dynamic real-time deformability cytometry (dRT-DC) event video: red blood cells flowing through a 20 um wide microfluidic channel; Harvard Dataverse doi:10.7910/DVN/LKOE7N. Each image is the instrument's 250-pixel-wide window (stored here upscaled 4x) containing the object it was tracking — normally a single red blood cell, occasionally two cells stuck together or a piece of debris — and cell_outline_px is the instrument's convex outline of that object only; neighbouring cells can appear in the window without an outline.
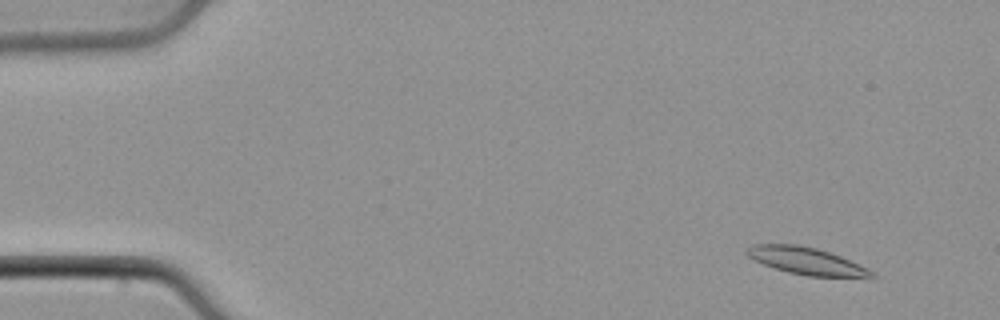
{"species": "common noctule bat (a hibernating species)", "species_latin": "Nyctalus noctula", "temperature_condition": "cold", "stored_images_in_passage": 50, "camera_frame_rate_fps": 3000, "um_per_image_px": 0.085, "animal": {"sex": "male", "body_mass_g": 21.5, "forearm_length_mm": 52.0}, "frame": {"image": 1, "passage_image": 4, "time_ms": 1.0, "image_size_px": [1000, 320], "cell_outline_px": [[876, 276], [808, 276], [788, 272], [764, 264], [748, 256], [744, 252], [752, 244], [796, 244], [816, 248], [840, 256], [868, 268]], "centroid_in_image_um": [68.48, 22.16], "position_along_channel_um": 16.5, "area_um2": 19.19}}
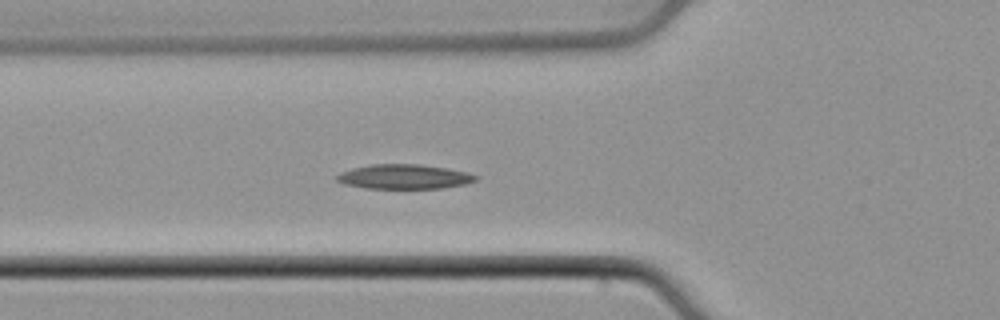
{"frame": {"image": 2, "passage_image": 18, "time_ms": 5.667, "image_size_px": [1000, 320], "cell_outline_px": [[480, 176], [476, 180], [464, 184], [440, 188], [364, 188], [344, 184], [336, 180], [336, 176], [352, 168], [372, 164], [420, 164], [448, 168], [468, 172]], "centroid_in_image_um": [34.38, 15.01], "position_along_channel_um": 91.4, "area_um2": 19.83}}
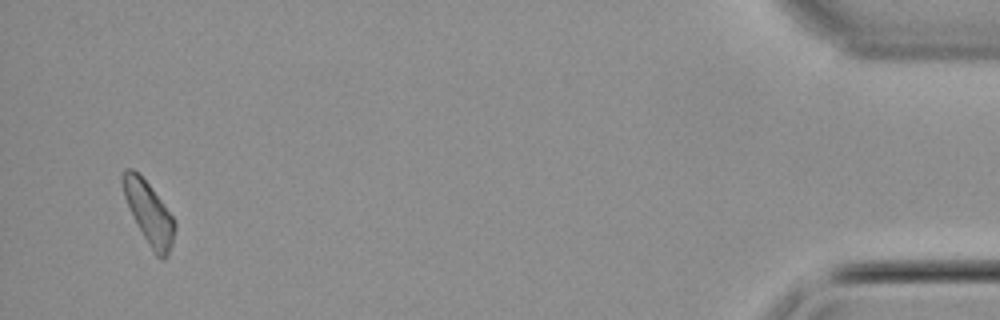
{"frame": {"image": 3, "passage_image": 48, "time_ms": 15.667, "image_size_px": [1000, 320], "cell_outline_px": [[176, 228], [172, 244], [168, 256], [164, 260], [160, 260], [156, 256], [144, 236], [124, 196], [120, 180], [120, 176], [124, 168], [132, 168], [148, 184], [176, 220]], "centroid_in_image_um": [12.67, 18.11], "position_along_channel_um": 422.5, "area_um2": 18.55}}